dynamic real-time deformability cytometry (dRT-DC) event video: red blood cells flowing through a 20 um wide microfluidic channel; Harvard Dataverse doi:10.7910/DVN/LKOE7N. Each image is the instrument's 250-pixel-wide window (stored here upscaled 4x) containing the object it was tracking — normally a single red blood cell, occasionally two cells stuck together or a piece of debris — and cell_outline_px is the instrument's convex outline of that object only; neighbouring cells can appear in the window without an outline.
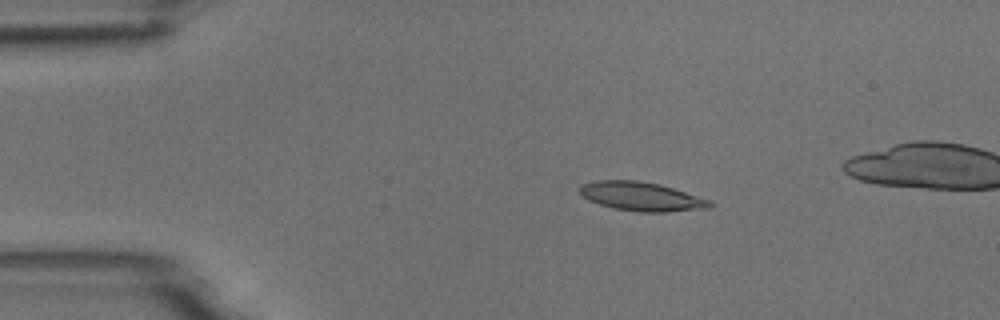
{"species": "common noctule bat (a hibernating species)", "species_latin": "Nyctalus noctula", "temperature_condition": "room temperature", "stored_images_in_passage": 5, "camera_frame_rate_fps": 3000, "um_per_image_px": 0.085, "animal": {"sex": "male", "body_mass_g": 18.8}, "frame": {"image": 1, "passage_image": 3, "time_ms": 3.0, "image_size_px": [1000, 320], "cell_outline_px": [[712, 204], [708, 208], [664, 212], [640, 212], [616, 208], [600, 204], [588, 200], [580, 196], [580, 184], [596, 180], [636, 180], [660, 184], [712, 200]], "centroid_in_image_um": [54.5, 16.69], "position_along_channel_um": 30.5, "area_um2": 21.91}}